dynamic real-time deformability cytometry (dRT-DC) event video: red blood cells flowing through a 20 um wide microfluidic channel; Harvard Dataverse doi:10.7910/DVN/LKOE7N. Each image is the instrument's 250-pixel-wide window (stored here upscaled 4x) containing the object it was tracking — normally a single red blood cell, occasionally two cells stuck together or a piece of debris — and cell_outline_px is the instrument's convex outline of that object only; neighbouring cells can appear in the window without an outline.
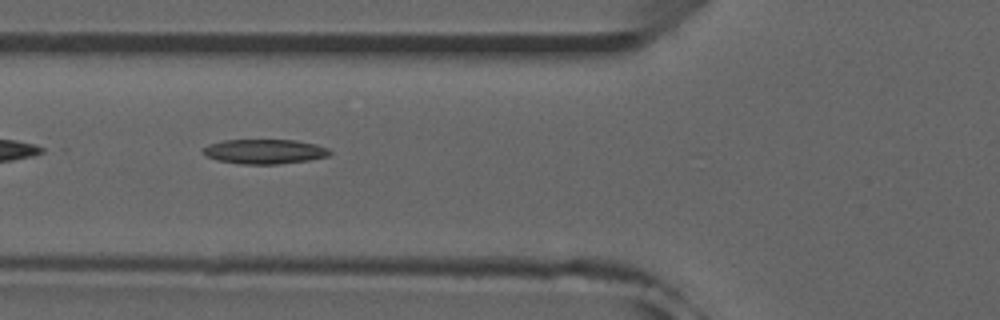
{"species": "common noctule bat (a hibernating species)", "species_latin": "Nyctalus noctula", "temperature_condition": "room temperature", "stored_images_in_passage": 13, "camera_frame_rate_fps": 3000, "um_per_image_px": 0.085, "animal": {"sex": "male", "forearm_length_mm": 52.5}, "frame": {"image": 1, "passage_image": 3, "time_ms": 0.667, "image_size_px": [1000, 320], "cell_outline_px": [[332, 152], [328, 156], [308, 160], [280, 164], [240, 164], [216, 160], [208, 156], [204, 152], [204, 148], [208, 144], [224, 140], [296, 140], [316, 144], [328, 148]], "centroid_in_image_um": [22.51, 12.88], "position_along_channel_um": 103.3, "area_um2": 18.15}}
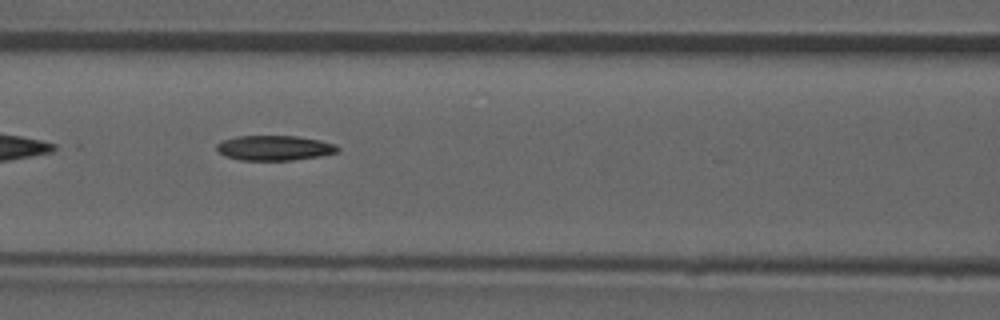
{"frame": {"image": 2, "passage_image": 6, "time_ms": 1.667, "image_size_px": [1000, 320], "cell_outline_px": [[340, 148], [336, 152], [320, 156], [292, 160], [240, 160], [224, 156], [216, 148], [216, 144], [224, 140], [236, 136], [296, 136], [320, 140], [336, 144]], "centroid_in_image_um": [23.33, 12.57], "position_along_channel_um": 143.3, "area_um2": 17.57}}